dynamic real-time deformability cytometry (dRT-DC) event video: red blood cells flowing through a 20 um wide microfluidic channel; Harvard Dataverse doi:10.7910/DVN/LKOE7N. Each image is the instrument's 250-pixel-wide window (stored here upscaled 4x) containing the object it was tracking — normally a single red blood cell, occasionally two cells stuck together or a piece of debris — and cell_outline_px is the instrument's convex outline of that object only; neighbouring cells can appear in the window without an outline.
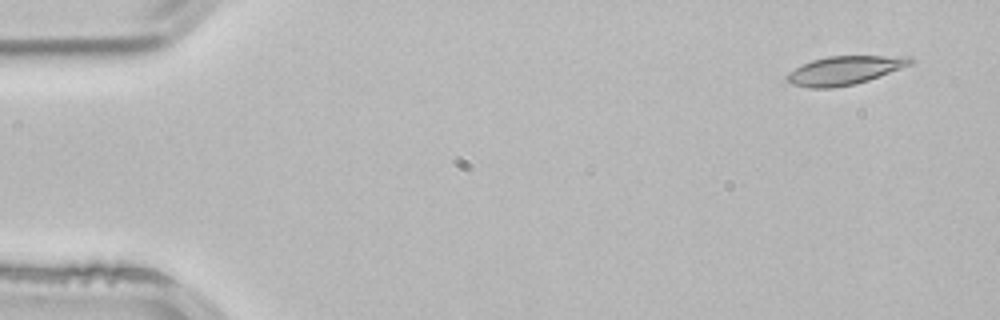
{"species": "common noctule bat (a hibernating species)", "species_latin": "Nyctalus noctula", "temperature_condition": "room temperature", "stored_images_in_passage": 4, "camera_frame_rate_fps": 3000, "um_per_image_px": 0.085, "animal": {"sex": "male", "body_mass_g": 21.5, "forearm_length_mm": 52.0}, "frame": {"image": 1, "passage_image": 1, "time_ms": 0.0, "image_size_px": [1000, 320], "cell_outline_px": [[916, 60], [912, 64], [868, 80], [856, 84], [832, 88], [808, 88], [792, 84], [784, 80], [784, 76], [788, 72], [812, 60], [828, 56], [912, 56]], "centroid_in_image_um": [71.78, 5.98], "position_along_channel_um": 13.2, "area_um2": 20.69}}
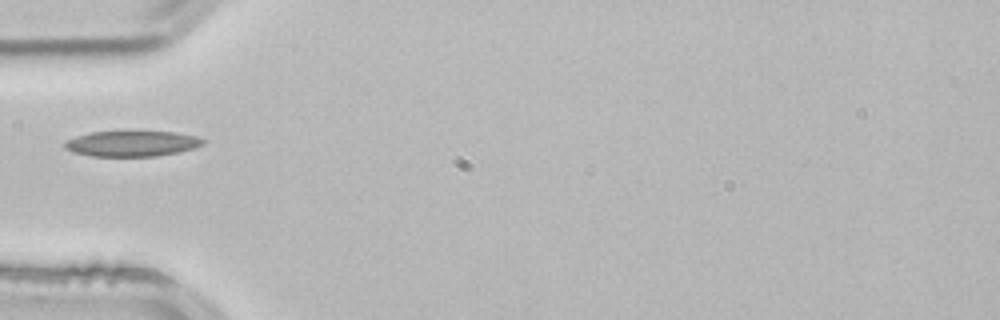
{"frame": {"image": 2, "passage_image": 4, "time_ms": 1.0, "image_size_px": [1000, 320], "cell_outline_px": [[204, 144], [196, 148], [156, 156], [92, 156], [72, 152], [64, 148], [64, 144], [68, 140], [76, 136], [92, 132], [176, 132], [196, 136], [204, 140]], "centroid_in_image_um": [11.22, 12.21], "position_along_channel_um": 73.8, "area_um2": 20.4}}